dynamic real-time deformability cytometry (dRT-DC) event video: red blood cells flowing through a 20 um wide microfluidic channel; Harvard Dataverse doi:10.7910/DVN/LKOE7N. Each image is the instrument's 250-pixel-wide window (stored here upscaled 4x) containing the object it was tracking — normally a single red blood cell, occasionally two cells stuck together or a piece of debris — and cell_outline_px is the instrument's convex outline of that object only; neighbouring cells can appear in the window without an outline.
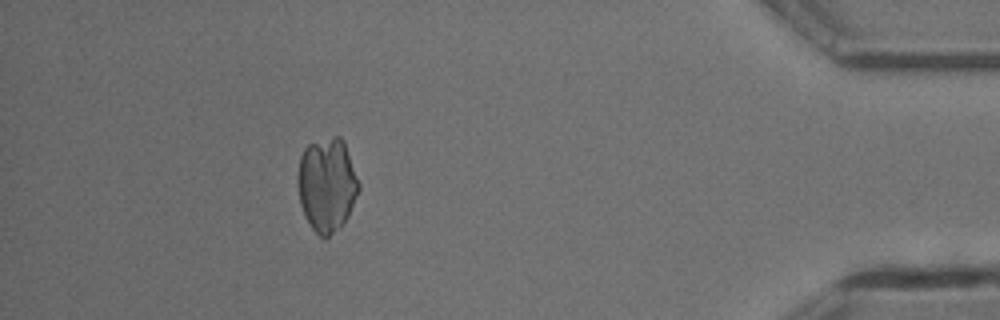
{"species": "common noctule bat (a hibernating species)", "species_latin": "Nyctalus noctula", "temperature_condition": "cold", "stored_images_in_passage": 37, "camera_frame_rate_fps": 3000, "um_per_image_px": 0.085, "animal": {"sex": "male", "body_mass_g": 13.3}, "frame": {"image": 1, "passage_image": 32, "time_ms": 10.333, "image_size_px": [1000, 320], "cell_outline_px": [[360, 188], [348, 216], [340, 228], [324, 240], [312, 228], [304, 216], [300, 204], [296, 184], [296, 180], [300, 156], [304, 148], [308, 144], [332, 136], [340, 136], [344, 140], [360, 184]], "centroid_in_image_um": [27.77, 15.7], "position_along_channel_um": 407.4, "area_um2": 33.87}}